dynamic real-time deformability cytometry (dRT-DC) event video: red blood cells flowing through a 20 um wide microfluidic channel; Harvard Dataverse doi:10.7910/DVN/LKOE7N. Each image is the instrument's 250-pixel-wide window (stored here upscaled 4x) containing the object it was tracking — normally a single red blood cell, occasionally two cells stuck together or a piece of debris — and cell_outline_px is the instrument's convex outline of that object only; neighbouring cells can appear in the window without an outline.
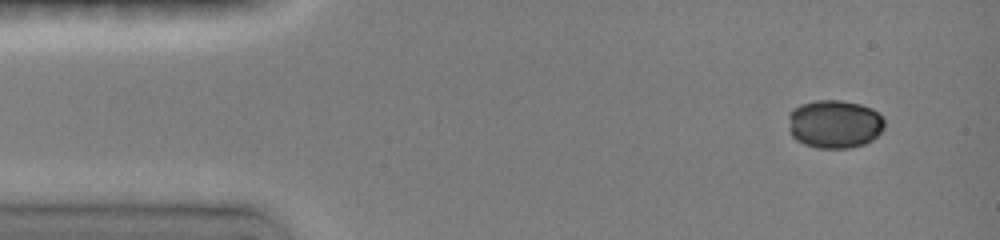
{"species": "common noctule bat (a hibernating species)", "species_latin": "Nyctalus noctula", "temperature_condition": "room temperature", "stored_images_in_passage": 6, "camera_frame_rate_fps": 3000, "um_per_image_px": 0.085, "animal": {"sex": "female", "body_mass_g": 19.0, "forearm_length_mm": 51.5}, "frame": {"image": 1, "passage_image": 1, "time_ms": 0.0, "image_size_px": [1000, 240], "cell_outline_px": [[884, 128], [872, 140], [864, 144], [848, 148], [816, 148], [804, 144], [796, 140], [792, 136], [788, 128], [788, 112], [792, 108], [800, 104], [816, 100], [840, 100], [860, 104], [872, 108], [884, 120]], "centroid_in_image_um": [70.89, 10.54], "position_along_channel_um": 14.1, "area_um2": 27.34}}
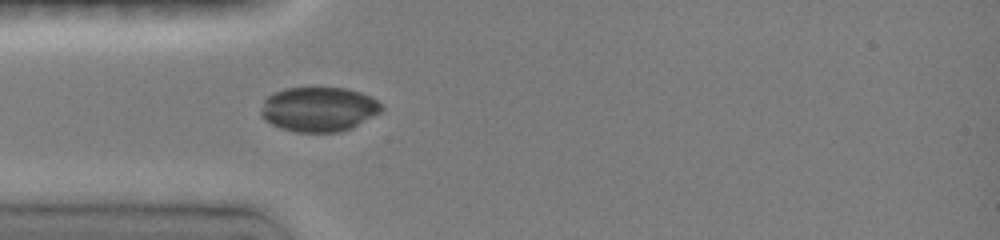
{"frame": {"image": 2, "passage_image": 6, "time_ms": 3.333, "image_size_px": [1000, 240], "cell_outline_px": [[384, 108], [380, 112], [352, 128], [340, 132], [296, 132], [280, 128], [264, 120], [260, 116], [260, 112], [264, 100], [272, 92], [284, 88], [344, 88], [360, 92], [376, 100]], "centroid_in_image_um": [27.05, 9.29], "position_along_channel_um": 57.9, "area_um2": 31.39}}